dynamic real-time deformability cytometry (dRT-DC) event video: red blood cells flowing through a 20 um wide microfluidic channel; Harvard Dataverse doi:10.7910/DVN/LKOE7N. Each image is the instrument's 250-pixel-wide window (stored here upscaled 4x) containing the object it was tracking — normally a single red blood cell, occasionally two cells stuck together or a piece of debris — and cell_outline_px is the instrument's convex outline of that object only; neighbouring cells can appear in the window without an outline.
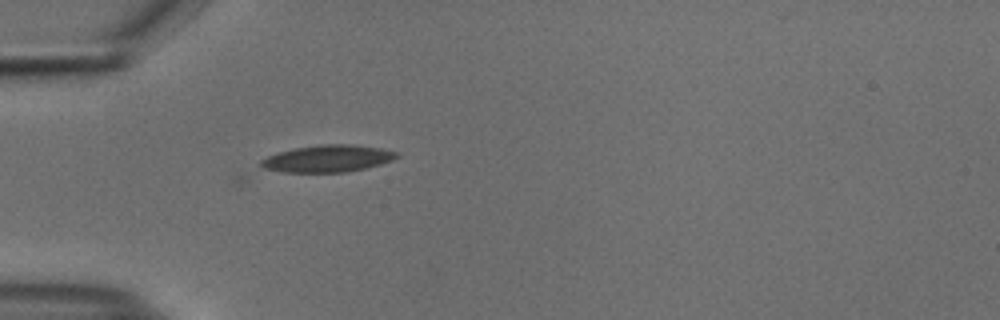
{"species": "common noctule bat (a hibernating species)", "species_latin": "Nyctalus noctula", "temperature_condition": "cold", "stored_images_in_passage": 2, "camera_frame_rate_fps": 3000, "um_per_image_px": 0.085, "animal": {"sex": "male", "body_mass_g": 18.8}, "frame": {"image": 1, "passage_image": 2, "time_ms": 0.333, "image_size_px": [1000, 320], "cell_outline_px": [[400, 156], [392, 160], [380, 164], [364, 168], [344, 172], [284, 172], [264, 168], [260, 164], [260, 160], [268, 156], [280, 152], [296, 148], [320, 144], [352, 144], [380, 148], [396, 152]], "centroid_in_image_um": [27.86, 13.47], "position_along_channel_um": 57.1, "area_um2": 21.1}}